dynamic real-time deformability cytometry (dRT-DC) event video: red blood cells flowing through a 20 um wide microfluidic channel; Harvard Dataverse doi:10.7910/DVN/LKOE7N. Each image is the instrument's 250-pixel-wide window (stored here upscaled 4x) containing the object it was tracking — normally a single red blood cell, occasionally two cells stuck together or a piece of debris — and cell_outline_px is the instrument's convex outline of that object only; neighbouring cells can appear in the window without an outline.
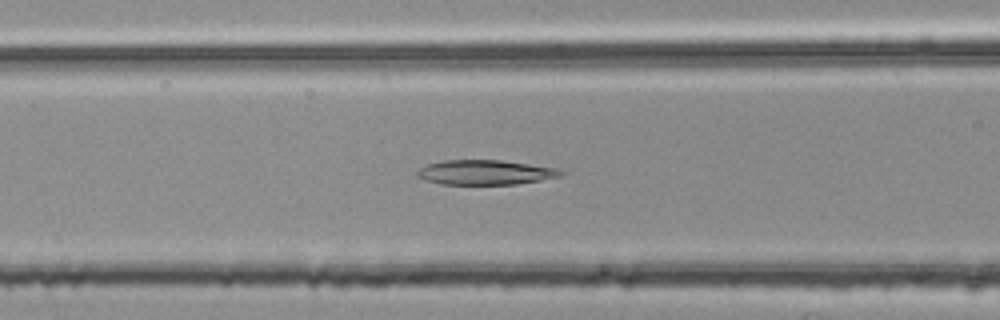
{"species": "common noctule bat (a hibernating species)", "species_latin": "Nyctalus noctula", "temperature_condition": "room temperature", "stored_images_in_passage": 48, "camera_frame_rate_fps": 3000, "um_per_image_px": 0.085, "animal": {"sex": "female", "body_mass_g": 25.1}, "frame": {"image": 1, "passage_image": 20, "time_ms": 6.333, "image_size_px": [1000, 320], "cell_outline_px": [[564, 172], [560, 176], [540, 180], [516, 184], [440, 184], [424, 180], [416, 176], [416, 172], [420, 168], [428, 164], [444, 160], [500, 160], [556, 168]], "centroid_in_image_um": [41.19, 14.65], "position_along_channel_um": 125.4, "area_um2": 20.52}}
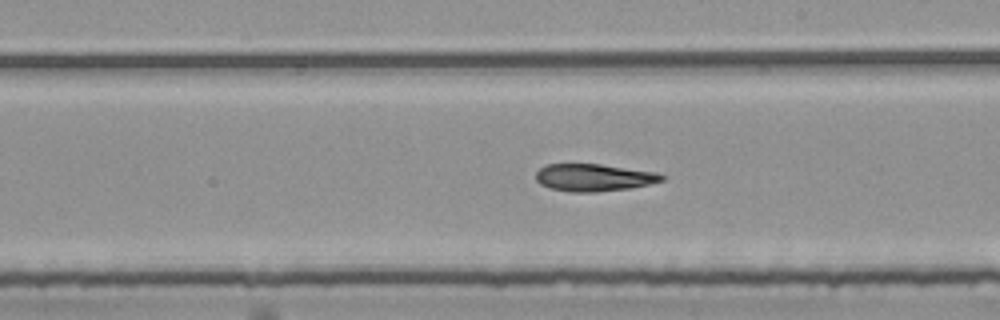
{"frame": {"image": 2, "passage_image": 29, "time_ms": 9.333, "image_size_px": [1000, 320], "cell_outline_px": [[668, 176], [664, 180], [632, 188], [596, 192], [568, 192], [548, 188], [540, 184], [536, 180], [536, 172], [540, 168], [548, 164], [600, 164], [656, 172]], "centroid_in_image_um": [50.48, 15.1], "position_along_channel_um": 238.5, "area_um2": 20.23}}
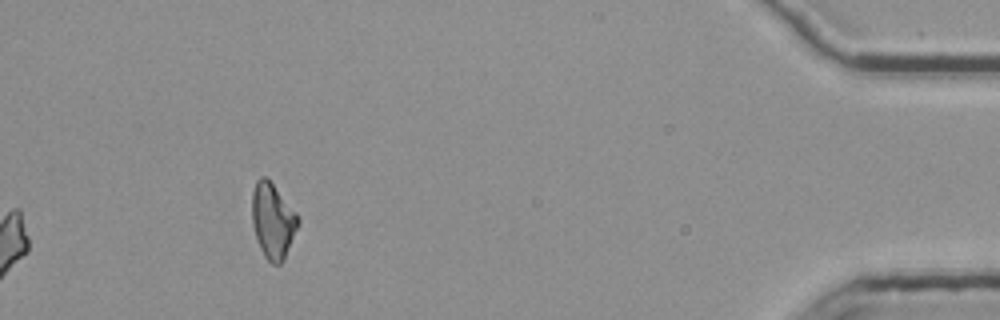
{"frame": {"image": 3, "passage_image": 48, "time_ms": 15.667, "image_size_px": [1000, 320], "cell_outline_px": [[300, 220], [284, 260], [280, 264], [272, 264], [264, 256], [260, 248], [252, 224], [252, 192], [256, 180], [260, 176], [264, 176], [272, 184], [300, 216]], "centroid_in_image_um": [23.18, 18.77], "position_along_channel_um": 412.0, "area_um2": 20.06}, "authors_computed_cell_mechanics": {"area_um2": 20.9525, "velocity_mm_per_s": 3.7751, "shape_relaxation_time_tau1_ms": null, "shape_relaxation_time_tau2_ms": 10.2103, "deformation_change_tau1": null, "deformation_change_tau2": 0.2171}}